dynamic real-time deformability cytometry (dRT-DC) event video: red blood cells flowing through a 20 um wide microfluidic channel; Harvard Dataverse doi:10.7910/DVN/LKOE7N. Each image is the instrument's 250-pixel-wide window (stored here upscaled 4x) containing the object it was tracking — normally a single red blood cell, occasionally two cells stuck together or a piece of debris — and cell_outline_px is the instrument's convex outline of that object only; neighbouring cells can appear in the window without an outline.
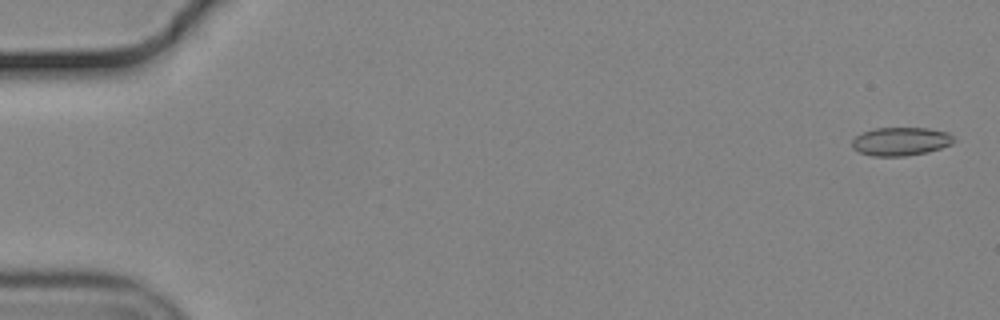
{"species": "common noctule bat (a hibernating species)", "species_latin": "Nyctalus noctula", "temperature_condition": "cold", "stored_images_in_passage": 56, "camera_frame_rate_fps": 3000, "um_per_image_px": 0.085, "animal": {"sex": "male", "body_mass_g": 19.2, "forearm_length_mm": 51.8}, "frame": {"image": 1, "passage_image": 2, "time_ms": 0.333, "image_size_px": [1000, 320], "cell_outline_px": [[956, 140], [952, 144], [928, 152], [904, 156], [872, 156], [860, 152], [852, 148], [852, 140], [856, 136], [872, 128], [928, 128], [948, 132]], "centroid_in_image_um": [76.57, 12.02], "position_along_channel_um": 8.4, "area_um2": 16.88}}
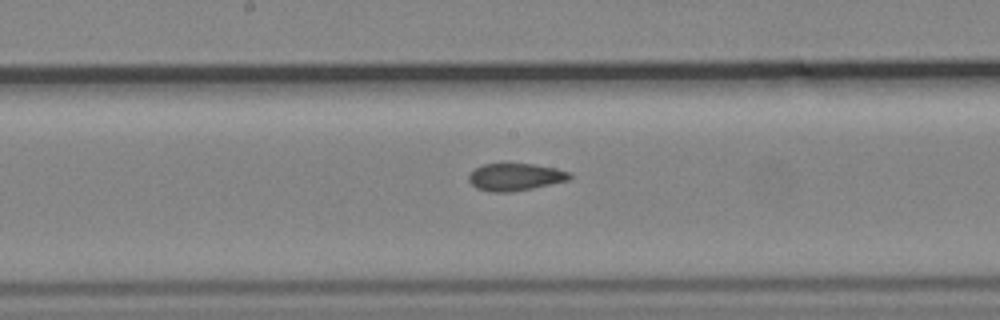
{"frame": {"image": 2, "passage_image": 30, "time_ms": 9.667, "image_size_px": [1000, 320], "cell_outline_px": [[572, 180], [512, 192], [492, 192], [476, 188], [468, 180], [468, 176], [476, 168], [484, 164], [532, 164], [556, 168], [568, 172], [572, 176]], "centroid_in_image_um": [43.82, 15.05], "position_along_channel_um": 204.4, "area_um2": 16.01}}
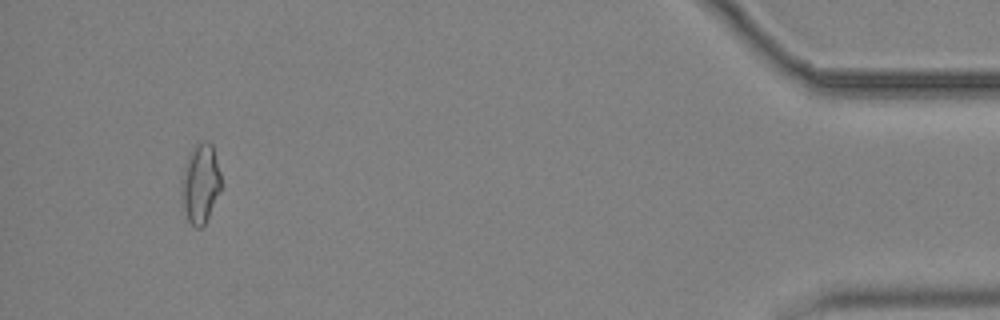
{"frame": {"image": 3, "passage_image": 53, "time_ms": 17.333, "image_size_px": [1000, 320], "cell_outline_px": [[220, 188], [208, 216], [204, 224], [200, 228], [196, 228], [188, 220], [184, 208], [180, 188], [180, 180], [188, 152], [196, 144], [204, 140], [208, 140], [212, 144], [220, 172]], "centroid_in_image_um": [17.0, 15.53], "position_along_channel_um": 418.2, "area_um2": 18.21}, "authors_computed_cell_mechanics": {"area_um2": 16.7909, "velocity_mm_per_s": 3.7085, "shape_relaxation_time_tau1_ms": null, "shape_relaxation_time_tau2_ms": 3.0467, "deformation_change_tau1": null, "deformation_change_tau2": 0.0788}}